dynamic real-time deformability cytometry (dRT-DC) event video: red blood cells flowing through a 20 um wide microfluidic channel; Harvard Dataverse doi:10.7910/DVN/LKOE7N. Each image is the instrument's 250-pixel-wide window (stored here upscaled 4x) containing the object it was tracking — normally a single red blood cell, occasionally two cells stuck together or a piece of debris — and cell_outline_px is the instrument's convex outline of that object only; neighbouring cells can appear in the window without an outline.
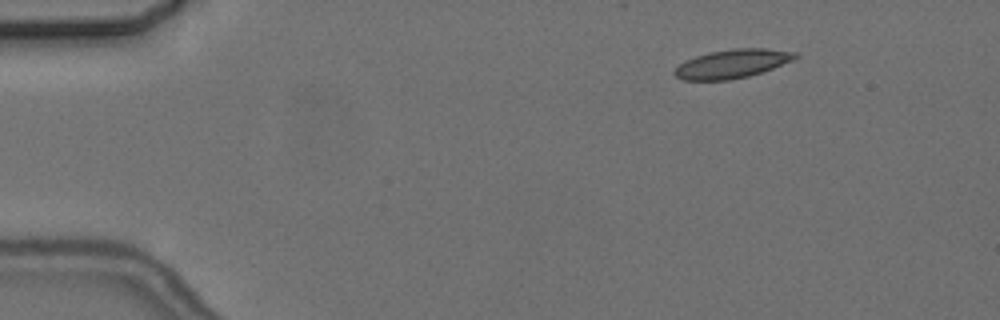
{"species": "common noctule bat (a hibernating species)", "species_latin": "Nyctalus noctula", "temperature_condition": "cold", "stored_images_in_passage": 6, "camera_frame_rate_fps": 3000, "um_per_image_px": 0.085, "animal": {"sex": "female", "body_mass_g": 24.6, "forearm_length_mm": 56.2}, "frame": {"image": 1, "passage_image": 2, "time_ms": 1.0, "image_size_px": [1000, 320], "cell_outline_px": [[800, 56], [792, 60], [772, 68], [748, 76], [728, 80], [684, 80], [676, 76], [672, 72], [684, 60], [708, 52], [732, 48], [764, 48], [800, 52]], "centroid_in_image_um": [62.24, 5.4], "position_along_channel_um": 22.8, "area_um2": 20.23}}
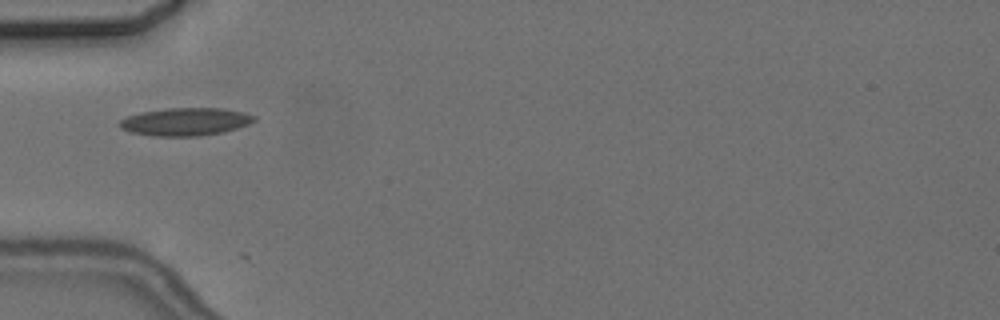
{"frame": {"image": 2, "passage_image": 5, "time_ms": 4.667, "image_size_px": [1000, 320], "cell_outline_px": [[256, 120], [248, 124], [224, 132], [200, 136], [152, 136], [128, 132], [120, 128], [116, 124], [120, 120], [128, 116], [140, 112], [168, 108], [224, 108], [244, 112], [256, 116]], "centroid_in_image_um": [15.73, 10.35], "position_along_channel_um": 69.3, "area_um2": 22.08}}
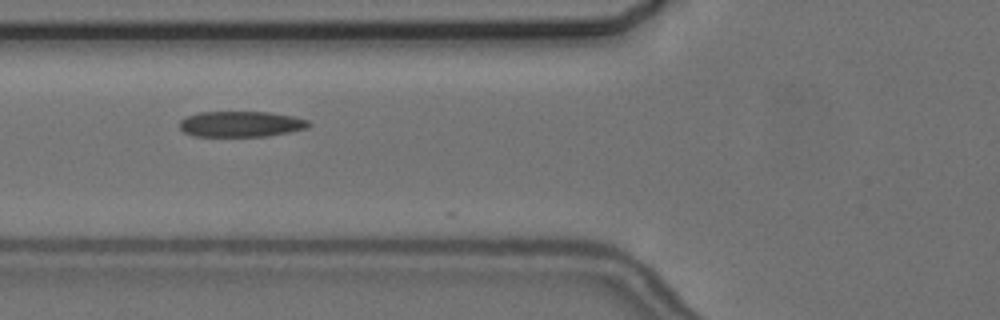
{"frame": {"image": 3, "passage_image": 6, "time_ms": 5.667, "image_size_px": [1000, 320], "cell_outline_px": [[312, 124], [308, 128], [268, 136], [192, 136], [184, 132], [180, 128], [180, 120], [188, 116], [200, 112], [268, 112], [292, 116], [308, 120]], "centroid_in_image_um": [20.49, 10.55], "position_along_channel_um": 105.3, "area_um2": 19.31}}